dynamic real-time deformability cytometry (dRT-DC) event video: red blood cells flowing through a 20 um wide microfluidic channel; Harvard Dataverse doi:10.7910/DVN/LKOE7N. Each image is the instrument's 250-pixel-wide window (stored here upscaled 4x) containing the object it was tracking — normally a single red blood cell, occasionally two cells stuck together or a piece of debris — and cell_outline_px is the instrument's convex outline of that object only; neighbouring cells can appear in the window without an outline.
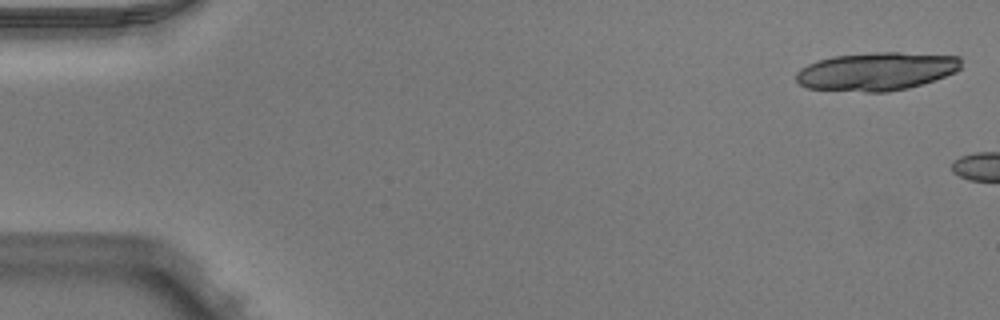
{"species": "Egyptian fruit bat (a non-hibernating species)", "species_latin": "Rousettus aegyptiacus", "temperature_condition": "warm", "stored_images_in_passage": 5, "camera_frame_rate_fps": 3000, "um_per_image_px": 0.085, "animal": {"sex": "male"}, "frame": {"image": 1, "passage_image": 1, "time_ms": 0.0, "image_size_px": [1000, 320], "cell_outline_px": [[960, 68], [956, 72], [908, 88], [888, 92], [864, 92], [808, 88], [800, 84], [796, 80], [796, 72], [800, 68], [808, 64], [832, 56], [876, 52], [900, 52], [960, 56]], "centroid_in_image_um": [74.48, 6.06], "position_along_channel_um": 10.5, "area_um2": 36.65}}